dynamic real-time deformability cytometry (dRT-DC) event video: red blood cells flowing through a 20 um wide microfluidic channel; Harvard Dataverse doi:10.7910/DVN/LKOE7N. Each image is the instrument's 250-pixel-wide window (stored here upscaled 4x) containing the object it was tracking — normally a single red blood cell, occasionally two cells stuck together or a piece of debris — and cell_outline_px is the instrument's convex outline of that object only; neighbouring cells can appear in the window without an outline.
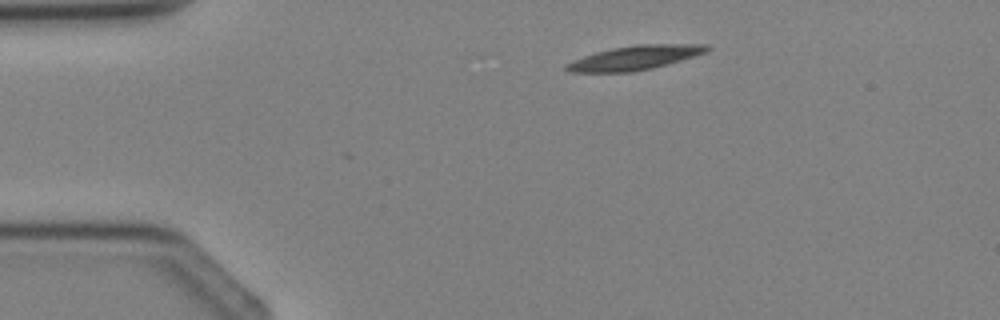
{"species": "Egyptian fruit bat (a non-hibernating species)", "species_latin": "Rousettus aegyptiacus", "temperature_condition": "cold", "stored_images_in_passage": 3, "camera_frame_rate_fps": 3000, "um_per_image_px": 0.085, "animal": {"sex": "female"}, "frame": {"image": 1, "passage_image": 2, "time_ms": 1.333, "image_size_px": [1000, 320], "cell_outline_px": [[712, 48], [708, 52], [696, 56], [668, 64], [652, 68], [632, 72], [568, 72], [564, 68], [568, 64], [584, 56], [596, 52], [612, 48], [640, 44], [708, 44]], "centroid_in_image_um": [54.06, 4.9], "position_along_channel_um": 30.9, "area_um2": 19.77}}